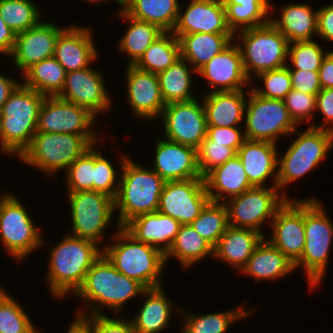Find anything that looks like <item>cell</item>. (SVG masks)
<instances>
[{"label":"cell","instance_id":"14","mask_svg":"<svg viewBox=\"0 0 333 333\" xmlns=\"http://www.w3.org/2000/svg\"><path fill=\"white\" fill-rule=\"evenodd\" d=\"M210 201L204 178L166 181L157 211L180 224H191Z\"/></svg>","mask_w":333,"mask_h":333},{"label":"cell","instance_id":"28","mask_svg":"<svg viewBox=\"0 0 333 333\" xmlns=\"http://www.w3.org/2000/svg\"><path fill=\"white\" fill-rule=\"evenodd\" d=\"M245 90L207 92L202 97L207 127H239L245 117Z\"/></svg>","mask_w":333,"mask_h":333},{"label":"cell","instance_id":"5","mask_svg":"<svg viewBox=\"0 0 333 333\" xmlns=\"http://www.w3.org/2000/svg\"><path fill=\"white\" fill-rule=\"evenodd\" d=\"M113 238L116 243L103 247V254L116 270L146 289L161 287L165 255L152 245L137 241L123 227L118 228Z\"/></svg>","mask_w":333,"mask_h":333},{"label":"cell","instance_id":"51","mask_svg":"<svg viewBox=\"0 0 333 333\" xmlns=\"http://www.w3.org/2000/svg\"><path fill=\"white\" fill-rule=\"evenodd\" d=\"M83 312L78 315L90 326V333H136L131 320L124 321L118 316L114 319L104 314L88 315L89 313Z\"/></svg>","mask_w":333,"mask_h":333},{"label":"cell","instance_id":"39","mask_svg":"<svg viewBox=\"0 0 333 333\" xmlns=\"http://www.w3.org/2000/svg\"><path fill=\"white\" fill-rule=\"evenodd\" d=\"M119 17L130 21V26L121 38L119 44L120 52H126L130 61L128 65H134L144 54L147 48L160 37L165 31L159 26L129 16L124 10L118 12Z\"/></svg>","mask_w":333,"mask_h":333},{"label":"cell","instance_id":"32","mask_svg":"<svg viewBox=\"0 0 333 333\" xmlns=\"http://www.w3.org/2000/svg\"><path fill=\"white\" fill-rule=\"evenodd\" d=\"M139 312L131 320L136 333H158L168 327L172 316L173 303L164 294L163 286L146 289ZM172 304V305H171Z\"/></svg>","mask_w":333,"mask_h":333},{"label":"cell","instance_id":"56","mask_svg":"<svg viewBox=\"0 0 333 333\" xmlns=\"http://www.w3.org/2000/svg\"><path fill=\"white\" fill-rule=\"evenodd\" d=\"M318 75L321 88H333V51H329L322 60Z\"/></svg>","mask_w":333,"mask_h":333},{"label":"cell","instance_id":"42","mask_svg":"<svg viewBox=\"0 0 333 333\" xmlns=\"http://www.w3.org/2000/svg\"><path fill=\"white\" fill-rule=\"evenodd\" d=\"M191 226L213 247L229 227L228 211L222 202L210 201Z\"/></svg>","mask_w":333,"mask_h":333},{"label":"cell","instance_id":"36","mask_svg":"<svg viewBox=\"0 0 333 333\" xmlns=\"http://www.w3.org/2000/svg\"><path fill=\"white\" fill-rule=\"evenodd\" d=\"M208 255L214 256V247L191 224H182L171 248L165 254V262L171 256H176L183 268H190Z\"/></svg>","mask_w":333,"mask_h":333},{"label":"cell","instance_id":"50","mask_svg":"<svg viewBox=\"0 0 333 333\" xmlns=\"http://www.w3.org/2000/svg\"><path fill=\"white\" fill-rule=\"evenodd\" d=\"M285 107L293 122L298 125L310 120L316 110V95L303 93L292 89L283 99Z\"/></svg>","mask_w":333,"mask_h":333},{"label":"cell","instance_id":"16","mask_svg":"<svg viewBox=\"0 0 333 333\" xmlns=\"http://www.w3.org/2000/svg\"><path fill=\"white\" fill-rule=\"evenodd\" d=\"M160 118L169 141L198 149L207 136L204 106L197 99L166 104Z\"/></svg>","mask_w":333,"mask_h":333},{"label":"cell","instance_id":"47","mask_svg":"<svg viewBox=\"0 0 333 333\" xmlns=\"http://www.w3.org/2000/svg\"><path fill=\"white\" fill-rule=\"evenodd\" d=\"M256 78L263 80L265 88L254 87L250 89L259 96L283 100L292 90L291 76L287 66L261 72L256 75Z\"/></svg>","mask_w":333,"mask_h":333},{"label":"cell","instance_id":"48","mask_svg":"<svg viewBox=\"0 0 333 333\" xmlns=\"http://www.w3.org/2000/svg\"><path fill=\"white\" fill-rule=\"evenodd\" d=\"M237 153L226 144H213L207 136L197 149L198 167L201 177H205L215 167L223 165Z\"/></svg>","mask_w":333,"mask_h":333},{"label":"cell","instance_id":"13","mask_svg":"<svg viewBox=\"0 0 333 333\" xmlns=\"http://www.w3.org/2000/svg\"><path fill=\"white\" fill-rule=\"evenodd\" d=\"M68 193L73 228L70 235L91 240L99 245L103 231L114 215V199L93 190Z\"/></svg>","mask_w":333,"mask_h":333},{"label":"cell","instance_id":"34","mask_svg":"<svg viewBox=\"0 0 333 333\" xmlns=\"http://www.w3.org/2000/svg\"><path fill=\"white\" fill-rule=\"evenodd\" d=\"M178 0H123L122 9L131 17L172 32L179 13Z\"/></svg>","mask_w":333,"mask_h":333},{"label":"cell","instance_id":"29","mask_svg":"<svg viewBox=\"0 0 333 333\" xmlns=\"http://www.w3.org/2000/svg\"><path fill=\"white\" fill-rule=\"evenodd\" d=\"M264 234L249 228L229 226L214 247V256L241 269L251 257Z\"/></svg>","mask_w":333,"mask_h":333},{"label":"cell","instance_id":"43","mask_svg":"<svg viewBox=\"0 0 333 333\" xmlns=\"http://www.w3.org/2000/svg\"><path fill=\"white\" fill-rule=\"evenodd\" d=\"M0 16L16 34L41 21L38 7L32 0H0Z\"/></svg>","mask_w":333,"mask_h":333},{"label":"cell","instance_id":"19","mask_svg":"<svg viewBox=\"0 0 333 333\" xmlns=\"http://www.w3.org/2000/svg\"><path fill=\"white\" fill-rule=\"evenodd\" d=\"M64 29L40 21L35 27L17 33L10 54L16 67L24 73L33 64L54 56L56 40Z\"/></svg>","mask_w":333,"mask_h":333},{"label":"cell","instance_id":"25","mask_svg":"<svg viewBox=\"0 0 333 333\" xmlns=\"http://www.w3.org/2000/svg\"><path fill=\"white\" fill-rule=\"evenodd\" d=\"M181 225L176 219L156 211L133 218L123 228L137 241L152 245L165 255Z\"/></svg>","mask_w":333,"mask_h":333},{"label":"cell","instance_id":"9","mask_svg":"<svg viewBox=\"0 0 333 333\" xmlns=\"http://www.w3.org/2000/svg\"><path fill=\"white\" fill-rule=\"evenodd\" d=\"M238 47L242 55V63L246 76L275 70L287 66L289 41L269 21L267 24L240 31ZM243 46V48H242Z\"/></svg>","mask_w":333,"mask_h":333},{"label":"cell","instance_id":"4","mask_svg":"<svg viewBox=\"0 0 333 333\" xmlns=\"http://www.w3.org/2000/svg\"><path fill=\"white\" fill-rule=\"evenodd\" d=\"M45 96L23 83L11 93L0 109V146L18 157L29 147L37 132L40 106Z\"/></svg>","mask_w":333,"mask_h":333},{"label":"cell","instance_id":"41","mask_svg":"<svg viewBox=\"0 0 333 333\" xmlns=\"http://www.w3.org/2000/svg\"><path fill=\"white\" fill-rule=\"evenodd\" d=\"M237 308L206 315H186L183 319L182 333H225L234 321L248 317L251 313L250 310L246 312L241 306Z\"/></svg>","mask_w":333,"mask_h":333},{"label":"cell","instance_id":"12","mask_svg":"<svg viewBox=\"0 0 333 333\" xmlns=\"http://www.w3.org/2000/svg\"><path fill=\"white\" fill-rule=\"evenodd\" d=\"M29 215L14 195L6 194L0 201V239L16 260L24 259L44 244L39 228Z\"/></svg>","mask_w":333,"mask_h":333},{"label":"cell","instance_id":"8","mask_svg":"<svg viewBox=\"0 0 333 333\" xmlns=\"http://www.w3.org/2000/svg\"><path fill=\"white\" fill-rule=\"evenodd\" d=\"M96 140L98 137L36 132L19 159L52 175L60 169L66 171L77 158L96 145Z\"/></svg>","mask_w":333,"mask_h":333},{"label":"cell","instance_id":"23","mask_svg":"<svg viewBox=\"0 0 333 333\" xmlns=\"http://www.w3.org/2000/svg\"><path fill=\"white\" fill-rule=\"evenodd\" d=\"M127 98L135 116L142 119L160 117L165 102L161 96L157 74L127 65Z\"/></svg>","mask_w":333,"mask_h":333},{"label":"cell","instance_id":"58","mask_svg":"<svg viewBox=\"0 0 333 333\" xmlns=\"http://www.w3.org/2000/svg\"><path fill=\"white\" fill-rule=\"evenodd\" d=\"M19 84L20 82L0 74V109Z\"/></svg>","mask_w":333,"mask_h":333},{"label":"cell","instance_id":"1","mask_svg":"<svg viewBox=\"0 0 333 333\" xmlns=\"http://www.w3.org/2000/svg\"><path fill=\"white\" fill-rule=\"evenodd\" d=\"M103 249L97 243L67 234L50 251L48 286L54 297L74 294L83 284L86 273L102 255Z\"/></svg>","mask_w":333,"mask_h":333},{"label":"cell","instance_id":"6","mask_svg":"<svg viewBox=\"0 0 333 333\" xmlns=\"http://www.w3.org/2000/svg\"><path fill=\"white\" fill-rule=\"evenodd\" d=\"M298 133L284 156H279L273 186L281 191L285 186L302 178L326 158L333 147V132L309 127ZM280 163V164H279Z\"/></svg>","mask_w":333,"mask_h":333},{"label":"cell","instance_id":"60","mask_svg":"<svg viewBox=\"0 0 333 333\" xmlns=\"http://www.w3.org/2000/svg\"><path fill=\"white\" fill-rule=\"evenodd\" d=\"M87 1L91 2V3H97V2H100V1H103V0H87ZM115 1L122 7L123 0H115Z\"/></svg>","mask_w":333,"mask_h":333},{"label":"cell","instance_id":"52","mask_svg":"<svg viewBox=\"0 0 333 333\" xmlns=\"http://www.w3.org/2000/svg\"><path fill=\"white\" fill-rule=\"evenodd\" d=\"M240 127H207V137L213 144H226L236 153L245 140L244 133Z\"/></svg>","mask_w":333,"mask_h":333},{"label":"cell","instance_id":"30","mask_svg":"<svg viewBox=\"0 0 333 333\" xmlns=\"http://www.w3.org/2000/svg\"><path fill=\"white\" fill-rule=\"evenodd\" d=\"M294 269V263L277 247L268 240L266 241L264 237L241 269V272L247 276H252L257 282L264 279L275 280L278 277H286Z\"/></svg>","mask_w":333,"mask_h":333},{"label":"cell","instance_id":"33","mask_svg":"<svg viewBox=\"0 0 333 333\" xmlns=\"http://www.w3.org/2000/svg\"><path fill=\"white\" fill-rule=\"evenodd\" d=\"M280 19L269 21L287 38L289 43L313 40L317 34V12L307 4H287Z\"/></svg>","mask_w":333,"mask_h":333},{"label":"cell","instance_id":"37","mask_svg":"<svg viewBox=\"0 0 333 333\" xmlns=\"http://www.w3.org/2000/svg\"><path fill=\"white\" fill-rule=\"evenodd\" d=\"M186 60L179 58L173 65L157 74L161 96L166 104L196 99L191 91L190 73H197Z\"/></svg>","mask_w":333,"mask_h":333},{"label":"cell","instance_id":"18","mask_svg":"<svg viewBox=\"0 0 333 333\" xmlns=\"http://www.w3.org/2000/svg\"><path fill=\"white\" fill-rule=\"evenodd\" d=\"M102 73L90 67L66 73L58 98L87 108L96 117L110 109L111 100Z\"/></svg>","mask_w":333,"mask_h":333},{"label":"cell","instance_id":"24","mask_svg":"<svg viewBox=\"0 0 333 333\" xmlns=\"http://www.w3.org/2000/svg\"><path fill=\"white\" fill-rule=\"evenodd\" d=\"M92 32L88 28L70 26L58 36L54 57L66 73L88 68L97 58V48L93 42Z\"/></svg>","mask_w":333,"mask_h":333},{"label":"cell","instance_id":"26","mask_svg":"<svg viewBox=\"0 0 333 333\" xmlns=\"http://www.w3.org/2000/svg\"><path fill=\"white\" fill-rule=\"evenodd\" d=\"M204 181L210 200L218 203H224L226 199L239 196L253 187L237 155L211 170Z\"/></svg>","mask_w":333,"mask_h":333},{"label":"cell","instance_id":"31","mask_svg":"<svg viewBox=\"0 0 333 333\" xmlns=\"http://www.w3.org/2000/svg\"><path fill=\"white\" fill-rule=\"evenodd\" d=\"M180 58L198 71L212 57L221 53L235 38L234 34L191 33L179 35Z\"/></svg>","mask_w":333,"mask_h":333},{"label":"cell","instance_id":"35","mask_svg":"<svg viewBox=\"0 0 333 333\" xmlns=\"http://www.w3.org/2000/svg\"><path fill=\"white\" fill-rule=\"evenodd\" d=\"M226 12V20L230 30L237 34L238 30L259 27L269 22L272 4L268 0H222ZM243 27V28H242Z\"/></svg>","mask_w":333,"mask_h":333},{"label":"cell","instance_id":"20","mask_svg":"<svg viewBox=\"0 0 333 333\" xmlns=\"http://www.w3.org/2000/svg\"><path fill=\"white\" fill-rule=\"evenodd\" d=\"M181 11L172 30L176 37L191 33L233 34L222 0H191L187 9Z\"/></svg>","mask_w":333,"mask_h":333},{"label":"cell","instance_id":"10","mask_svg":"<svg viewBox=\"0 0 333 333\" xmlns=\"http://www.w3.org/2000/svg\"><path fill=\"white\" fill-rule=\"evenodd\" d=\"M248 92L250 94L245 108V139L276 144L281 134L287 136L296 131L297 125L291 119L283 100L259 96L250 88Z\"/></svg>","mask_w":333,"mask_h":333},{"label":"cell","instance_id":"57","mask_svg":"<svg viewBox=\"0 0 333 333\" xmlns=\"http://www.w3.org/2000/svg\"><path fill=\"white\" fill-rule=\"evenodd\" d=\"M16 33L4 22L0 16V53L10 56L14 44Z\"/></svg>","mask_w":333,"mask_h":333},{"label":"cell","instance_id":"53","mask_svg":"<svg viewBox=\"0 0 333 333\" xmlns=\"http://www.w3.org/2000/svg\"><path fill=\"white\" fill-rule=\"evenodd\" d=\"M289 73L292 89L311 95H317L321 90L318 71L289 70Z\"/></svg>","mask_w":333,"mask_h":333},{"label":"cell","instance_id":"3","mask_svg":"<svg viewBox=\"0 0 333 333\" xmlns=\"http://www.w3.org/2000/svg\"><path fill=\"white\" fill-rule=\"evenodd\" d=\"M120 158L121 177L114 199V209H119L117 229L139 215L156 212L166 182L152 169L136 164L125 155Z\"/></svg>","mask_w":333,"mask_h":333},{"label":"cell","instance_id":"45","mask_svg":"<svg viewBox=\"0 0 333 333\" xmlns=\"http://www.w3.org/2000/svg\"><path fill=\"white\" fill-rule=\"evenodd\" d=\"M328 52H324L314 40L289 43L288 58L293 68L289 64L287 67L289 70L319 71L322 60Z\"/></svg>","mask_w":333,"mask_h":333},{"label":"cell","instance_id":"46","mask_svg":"<svg viewBox=\"0 0 333 333\" xmlns=\"http://www.w3.org/2000/svg\"><path fill=\"white\" fill-rule=\"evenodd\" d=\"M94 147L77 158L66 170L67 191H94Z\"/></svg>","mask_w":333,"mask_h":333},{"label":"cell","instance_id":"2","mask_svg":"<svg viewBox=\"0 0 333 333\" xmlns=\"http://www.w3.org/2000/svg\"><path fill=\"white\" fill-rule=\"evenodd\" d=\"M145 290L141 283L117 271L102 253L92 264L83 284L74 295L86 302L87 309L90 307L89 315H101L103 312L99 306H107L117 316L124 303L142 295Z\"/></svg>","mask_w":333,"mask_h":333},{"label":"cell","instance_id":"40","mask_svg":"<svg viewBox=\"0 0 333 333\" xmlns=\"http://www.w3.org/2000/svg\"><path fill=\"white\" fill-rule=\"evenodd\" d=\"M179 58L178 38L172 32H164L151 43L134 66L142 71L159 74L173 65Z\"/></svg>","mask_w":333,"mask_h":333},{"label":"cell","instance_id":"54","mask_svg":"<svg viewBox=\"0 0 333 333\" xmlns=\"http://www.w3.org/2000/svg\"><path fill=\"white\" fill-rule=\"evenodd\" d=\"M316 110L321 111V113L324 115L323 120L325 122L319 126H310L333 132V127L325 128V125H329V122L333 124V88H321V90L316 95Z\"/></svg>","mask_w":333,"mask_h":333},{"label":"cell","instance_id":"59","mask_svg":"<svg viewBox=\"0 0 333 333\" xmlns=\"http://www.w3.org/2000/svg\"><path fill=\"white\" fill-rule=\"evenodd\" d=\"M68 333H90V326L78 315L71 323Z\"/></svg>","mask_w":333,"mask_h":333},{"label":"cell","instance_id":"61","mask_svg":"<svg viewBox=\"0 0 333 333\" xmlns=\"http://www.w3.org/2000/svg\"><path fill=\"white\" fill-rule=\"evenodd\" d=\"M5 197V194L3 196H0V201Z\"/></svg>","mask_w":333,"mask_h":333},{"label":"cell","instance_id":"49","mask_svg":"<svg viewBox=\"0 0 333 333\" xmlns=\"http://www.w3.org/2000/svg\"><path fill=\"white\" fill-rule=\"evenodd\" d=\"M114 168L108 159L94 149V191L105 193L113 199L117 196L120 183Z\"/></svg>","mask_w":333,"mask_h":333},{"label":"cell","instance_id":"38","mask_svg":"<svg viewBox=\"0 0 333 333\" xmlns=\"http://www.w3.org/2000/svg\"><path fill=\"white\" fill-rule=\"evenodd\" d=\"M23 84L45 97L58 96L65 83L66 71L52 56L33 64L24 73Z\"/></svg>","mask_w":333,"mask_h":333},{"label":"cell","instance_id":"22","mask_svg":"<svg viewBox=\"0 0 333 333\" xmlns=\"http://www.w3.org/2000/svg\"><path fill=\"white\" fill-rule=\"evenodd\" d=\"M233 42L197 71L213 87L212 92L245 90V85L250 82L244 71L240 49L238 45H232Z\"/></svg>","mask_w":333,"mask_h":333},{"label":"cell","instance_id":"55","mask_svg":"<svg viewBox=\"0 0 333 333\" xmlns=\"http://www.w3.org/2000/svg\"><path fill=\"white\" fill-rule=\"evenodd\" d=\"M317 35L333 41V4L317 10Z\"/></svg>","mask_w":333,"mask_h":333},{"label":"cell","instance_id":"21","mask_svg":"<svg viewBox=\"0 0 333 333\" xmlns=\"http://www.w3.org/2000/svg\"><path fill=\"white\" fill-rule=\"evenodd\" d=\"M155 171L165 181L203 178L198 167L197 149L167 139L156 142Z\"/></svg>","mask_w":333,"mask_h":333},{"label":"cell","instance_id":"44","mask_svg":"<svg viewBox=\"0 0 333 333\" xmlns=\"http://www.w3.org/2000/svg\"><path fill=\"white\" fill-rule=\"evenodd\" d=\"M19 303L0 288V333H34L36 328Z\"/></svg>","mask_w":333,"mask_h":333},{"label":"cell","instance_id":"7","mask_svg":"<svg viewBox=\"0 0 333 333\" xmlns=\"http://www.w3.org/2000/svg\"><path fill=\"white\" fill-rule=\"evenodd\" d=\"M316 198L304 199L305 246L294 267H303L311 287L320 284L325 274L333 239V224Z\"/></svg>","mask_w":333,"mask_h":333},{"label":"cell","instance_id":"27","mask_svg":"<svg viewBox=\"0 0 333 333\" xmlns=\"http://www.w3.org/2000/svg\"><path fill=\"white\" fill-rule=\"evenodd\" d=\"M275 143L245 139L237 151L245 173L253 187H265V182L278 167Z\"/></svg>","mask_w":333,"mask_h":333},{"label":"cell","instance_id":"15","mask_svg":"<svg viewBox=\"0 0 333 333\" xmlns=\"http://www.w3.org/2000/svg\"><path fill=\"white\" fill-rule=\"evenodd\" d=\"M96 116L87 108L64 101L57 96L45 97L38 113L37 132L75 134L98 137L94 126Z\"/></svg>","mask_w":333,"mask_h":333},{"label":"cell","instance_id":"17","mask_svg":"<svg viewBox=\"0 0 333 333\" xmlns=\"http://www.w3.org/2000/svg\"><path fill=\"white\" fill-rule=\"evenodd\" d=\"M270 222L273 238L268 241L295 263L305 246L304 200L287 199Z\"/></svg>","mask_w":333,"mask_h":333},{"label":"cell","instance_id":"11","mask_svg":"<svg viewBox=\"0 0 333 333\" xmlns=\"http://www.w3.org/2000/svg\"><path fill=\"white\" fill-rule=\"evenodd\" d=\"M277 186L252 187L239 196L224 202L228 211V224L235 228H249L260 232L266 220L274 218L276 211L288 198ZM228 201V202H227Z\"/></svg>","mask_w":333,"mask_h":333}]
</instances>
